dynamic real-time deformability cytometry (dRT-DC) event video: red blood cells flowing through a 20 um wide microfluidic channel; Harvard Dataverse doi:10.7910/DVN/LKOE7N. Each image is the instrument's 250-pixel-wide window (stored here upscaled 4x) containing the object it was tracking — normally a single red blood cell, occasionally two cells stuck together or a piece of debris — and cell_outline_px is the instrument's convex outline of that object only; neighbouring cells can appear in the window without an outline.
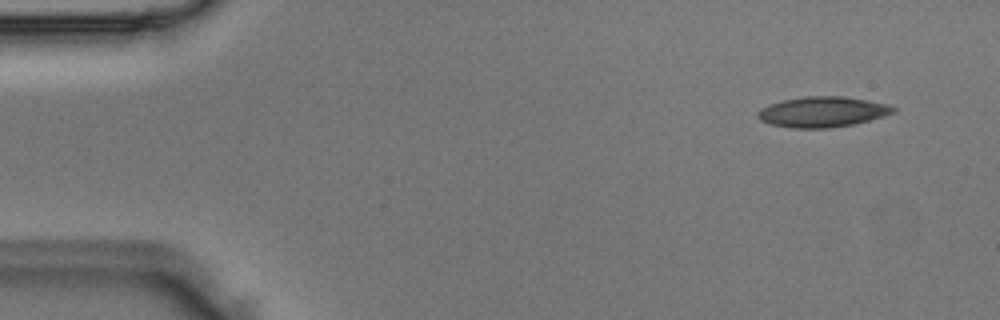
{"species": "Egyptian fruit bat (a non-hibernating species)", "species_latin": "Rousettus aegyptiacus", "temperature_condition": "room temperature", "stored_images_in_passage": 5, "camera_frame_rate_fps": 3000, "um_per_image_px": 0.085, "animal": {"sex": "male"}, "frame": {"image": 1, "passage_image": 1, "time_ms": 0.0, "image_size_px": [1000, 320], "cell_outline_px": [[896, 112], [884, 116], [852, 124], [828, 128], [792, 128], [772, 124], [760, 120], [756, 116], [756, 112], [760, 108], [768, 104], [784, 100], [804, 96], [844, 96], [888, 104], [896, 108]], "centroid_in_image_um": [69.89, 9.5], "position_along_channel_um": 15.1, "area_um2": 24.04}}
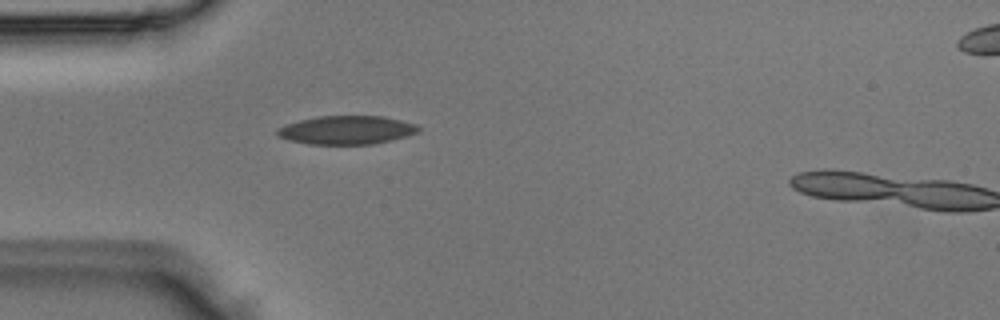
{"frame": {"image": 2, "passage_image": 4, "time_ms": 1.0, "image_size_px": [1000, 320], "cell_outline_px": [[420, 128], [416, 132], [404, 136], [372, 144], [308, 144], [288, 140], [276, 136], [276, 128], [284, 124], [300, 120], [320, 116], [384, 116], [416, 124]], "centroid_in_image_um": [29.37, 11.05], "position_along_channel_um": 55.6, "area_um2": 23.35}}